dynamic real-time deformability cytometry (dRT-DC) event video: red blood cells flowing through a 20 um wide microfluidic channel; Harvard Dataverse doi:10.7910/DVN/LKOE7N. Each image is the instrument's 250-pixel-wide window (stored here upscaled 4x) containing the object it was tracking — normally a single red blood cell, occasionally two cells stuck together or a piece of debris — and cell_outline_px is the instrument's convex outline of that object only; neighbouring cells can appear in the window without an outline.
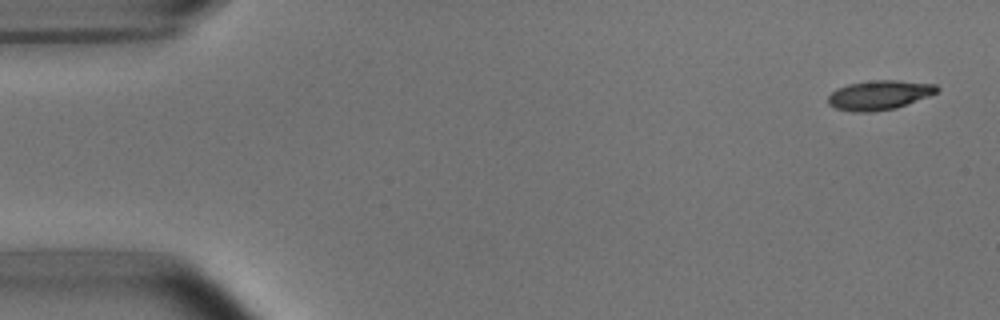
{"species": "common noctule bat (a hibernating species)", "species_latin": "Nyctalus noctula", "temperature_condition": "room temperature", "stored_images_in_passage": 4, "camera_frame_rate_fps": 3000, "um_per_image_px": 0.085, "animal": {"sex": "male", "body_mass_g": 15.6}, "frame": {"image": 1, "passage_image": 1, "time_ms": 0.0, "image_size_px": [1000, 320], "cell_outline_px": [[940, 88], [936, 92], [928, 96], [896, 108], [872, 112], [852, 112], [836, 108], [828, 104], [828, 96], [836, 88], [848, 84], [872, 80], [896, 80], [936, 84]], "centroid_in_image_um": [74.71, 8.08], "position_along_channel_um": 10.3, "area_um2": 18.67}}
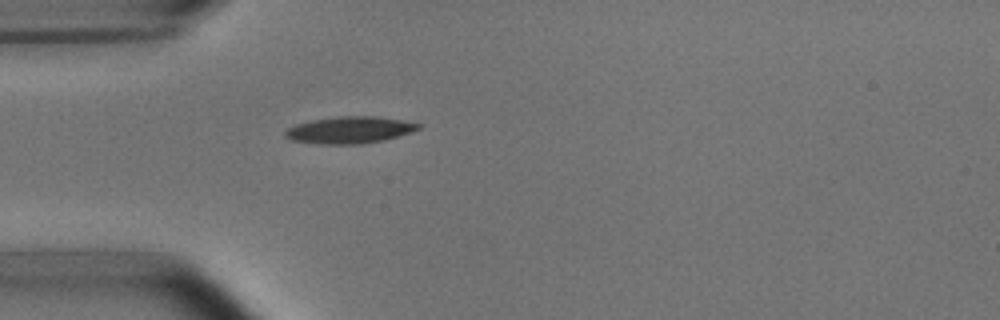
{"frame": {"image": 2, "passage_image": 4, "time_ms": 4.333, "image_size_px": [1000, 320], "cell_outline_px": [[420, 128], [384, 140], [360, 144], [320, 144], [292, 140], [284, 136], [284, 132], [288, 128], [296, 124], [312, 120], [336, 116], [376, 116], [400, 120], [420, 124]], "centroid_in_image_um": [29.66, 11.04], "position_along_channel_um": 55.3, "area_um2": 20.58}}